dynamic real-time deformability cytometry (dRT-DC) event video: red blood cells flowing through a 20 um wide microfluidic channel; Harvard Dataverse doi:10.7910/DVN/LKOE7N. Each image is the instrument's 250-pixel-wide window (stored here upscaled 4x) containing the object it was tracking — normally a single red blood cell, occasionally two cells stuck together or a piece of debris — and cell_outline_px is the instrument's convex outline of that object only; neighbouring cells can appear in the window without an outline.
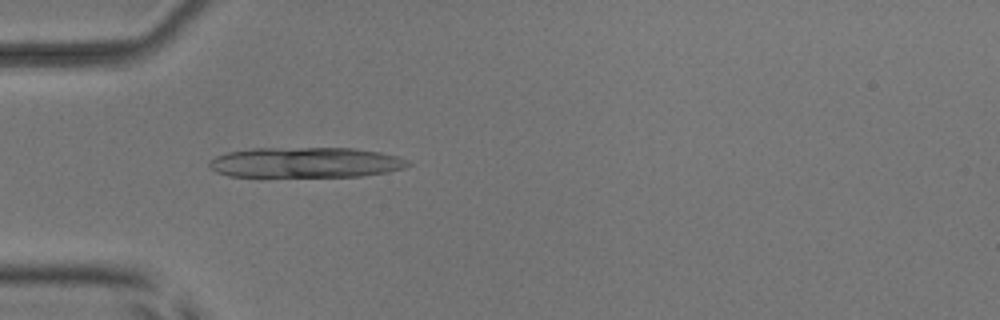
{"species": "common noctule bat (a hibernating species)", "species_latin": "Nyctalus noctula", "temperature_condition": "room temperature", "stored_images_in_passage": 5, "camera_frame_rate_fps": 3000, "um_per_image_px": 0.085, "animal": {"sex": "male", "body_mass_g": 17.9, "forearm_length_mm": 54.2}, "frame": {"image": 1, "passage_image": 5, "time_ms": 5.0, "image_size_px": [1000, 320], "cell_outline_px": [[412, 164], [404, 168], [388, 172], [360, 176], [228, 176], [216, 172], [208, 168], [208, 160], [216, 156], [228, 152], [252, 148], [352, 148], [380, 152], [396, 156], [408, 160]], "centroid_in_image_um": [25.95, 13.81], "position_along_channel_um": 59.1, "area_um2": 35.26}}